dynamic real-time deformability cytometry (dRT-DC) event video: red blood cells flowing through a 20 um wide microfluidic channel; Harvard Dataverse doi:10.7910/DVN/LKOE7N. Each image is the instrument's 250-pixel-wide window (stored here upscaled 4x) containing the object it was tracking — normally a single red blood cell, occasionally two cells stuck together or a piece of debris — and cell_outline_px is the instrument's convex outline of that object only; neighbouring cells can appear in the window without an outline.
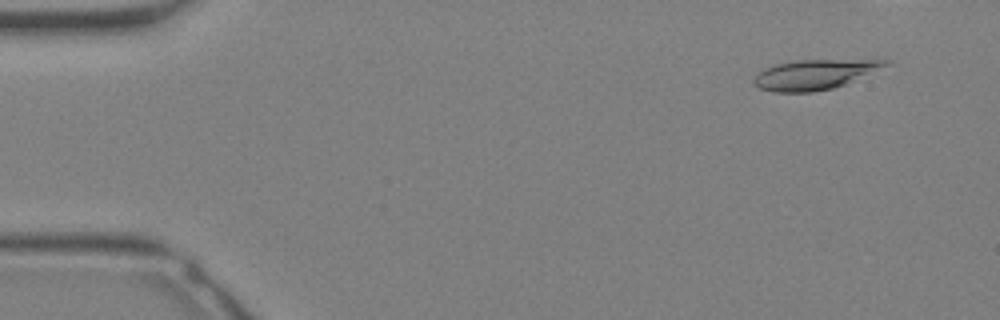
{"species": "Egyptian fruit bat (a non-hibernating species)", "species_latin": "Rousettus aegyptiacus", "temperature_condition": "warm", "stored_images_in_passage": 15, "camera_frame_rate_fps": 3000, "um_per_image_px": 0.085, "animal": {"sex": "female"}, "frame": {"image": 1, "passage_image": 3, "time_ms": 0.667, "image_size_px": [1000, 320], "cell_outline_px": [[892, 64], [844, 84], [832, 88], [812, 92], [772, 92], [760, 88], [752, 84], [752, 80], [756, 72], [772, 64], [796, 60], [888, 60]], "centroid_in_image_um": [69.15, 6.33], "position_along_channel_um": 15.8, "area_um2": 23.0}}